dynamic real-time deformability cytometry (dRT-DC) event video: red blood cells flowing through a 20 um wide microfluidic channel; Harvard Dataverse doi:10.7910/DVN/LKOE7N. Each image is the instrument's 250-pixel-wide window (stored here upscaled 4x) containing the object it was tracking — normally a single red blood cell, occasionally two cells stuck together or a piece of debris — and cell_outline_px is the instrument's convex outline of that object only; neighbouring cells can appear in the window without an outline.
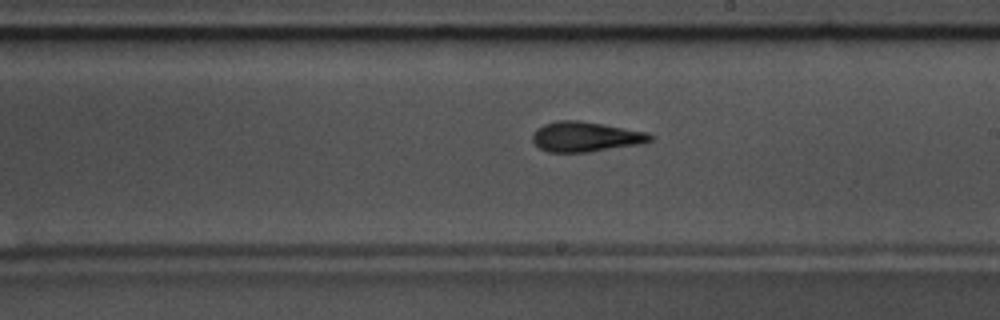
{"species": "common noctule bat (a hibernating species)", "species_latin": "Nyctalus noctula", "temperature_condition": "warm", "stored_images_in_passage": 57, "camera_frame_rate_fps": 3000, "um_per_image_px": 0.085, "animal": {"sex": "male", "body_mass_g": 17.5, "forearm_length_mm": 52.3}, "frame": {"image": 1, "passage_image": 33, "time_ms": 10.667, "image_size_px": [1000, 320], "cell_outline_px": [[652, 140], [640, 144], [588, 152], [548, 152], [540, 148], [532, 140], [532, 132], [536, 128], [544, 124], [556, 120], [580, 120], [604, 124], [648, 132], [652, 136]], "centroid_in_image_um": [49.75, 11.61], "position_along_channel_um": 239.3, "area_um2": 20.69}, "authors_computed_cell_mechanics": {"area_um2": 19.8254, "velocity_mm_per_s": 3.6479, "shape_relaxation_time_tau1_ms": 5.0402, "shape_relaxation_time_tau2_ms": 3.5542, "deformation_change_tau1": 0.1865, "deformation_change_tau2": 0.1349}}